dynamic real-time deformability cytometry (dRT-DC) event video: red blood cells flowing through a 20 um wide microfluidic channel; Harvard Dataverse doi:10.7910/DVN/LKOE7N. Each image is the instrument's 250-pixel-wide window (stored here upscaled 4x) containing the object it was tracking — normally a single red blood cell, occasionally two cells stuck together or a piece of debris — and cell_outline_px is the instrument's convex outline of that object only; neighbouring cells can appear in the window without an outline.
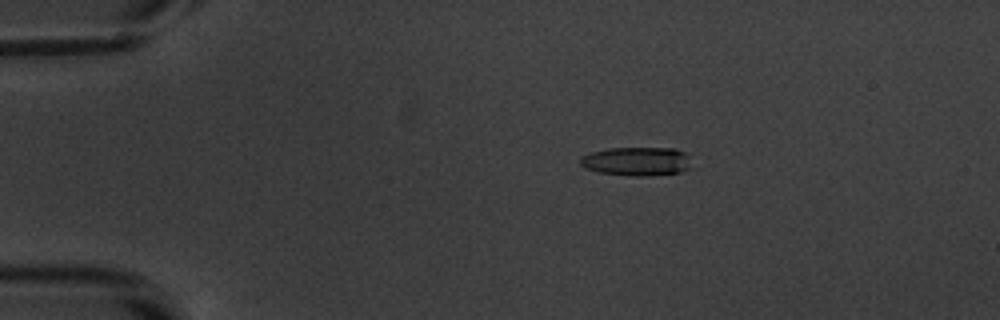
{"species": "common noctule bat (a hibernating species)", "species_latin": "Nyctalus noctula", "temperature_condition": "warm", "stored_images_in_passage": 54, "camera_frame_rate_fps": 3000, "um_per_image_px": 0.085, "animal": {"sex": "male", "body_mass_g": 20.1, "forearm_length_mm": 53.5}, "frame": {"image": 1, "passage_image": 11, "time_ms": 3.333, "image_size_px": [1000, 320], "cell_outline_px": [[692, 168], [680, 172], [644, 176], [632, 176], [600, 172], [588, 168], [580, 164], [580, 156], [592, 152], [608, 148], [676, 148], [684, 152], [688, 156]], "centroid_in_image_um": [54.15, 13.7], "position_along_channel_um": 30.8, "area_um2": 18.61}}
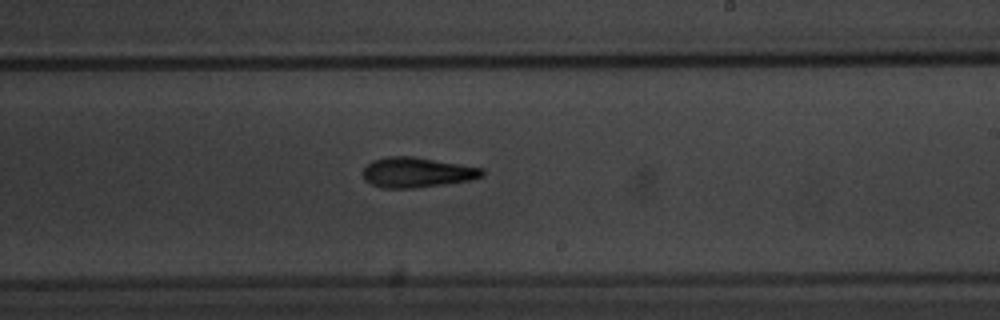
{"frame": {"image": 2, "passage_image": 33, "time_ms": 10.667, "image_size_px": [1000, 320], "cell_outline_px": [[484, 176], [468, 180], [444, 184], [412, 188], [380, 188], [364, 180], [364, 168], [372, 160], [384, 156], [416, 156], [484, 168]], "centroid_in_image_um": [35.43, 14.64], "position_along_channel_um": 253.6, "area_um2": 21.04}}
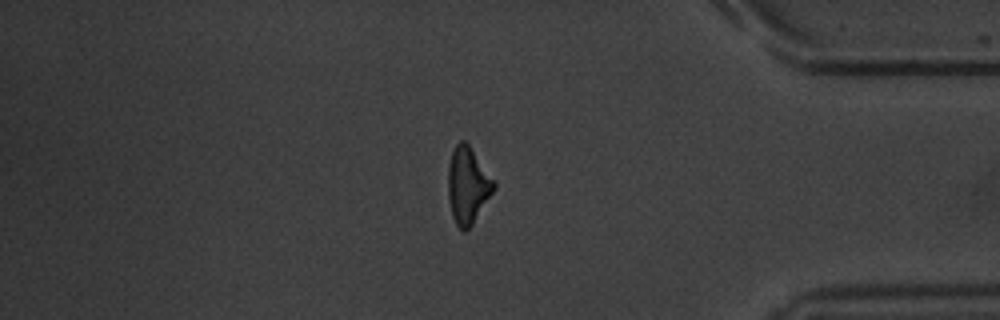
{"frame": {"image": 3, "passage_image": 46, "time_ms": 15.0, "image_size_px": [1000, 320], "cell_outline_px": [[496, 188], [472, 224], [464, 232], [456, 224], [452, 216], [448, 196], [448, 164], [452, 152], [456, 144], [460, 140], [464, 140], [468, 144], [496, 180]], "centroid_in_image_um": [39.77, 15.73], "position_along_channel_um": 395.4, "area_um2": 20.52}, "authors_computed_cell_mechanics": {"area_um2": 19.8832, "velocity_mm_per_s": 3.8435, "shape_relaxation_time_tau1_ms": 3.7719, "shape_relaxation_time_tau2_ms": 9.3142, "deformation_change_tau1": 0.1585, "deformation_change_tau2": 0.246}}